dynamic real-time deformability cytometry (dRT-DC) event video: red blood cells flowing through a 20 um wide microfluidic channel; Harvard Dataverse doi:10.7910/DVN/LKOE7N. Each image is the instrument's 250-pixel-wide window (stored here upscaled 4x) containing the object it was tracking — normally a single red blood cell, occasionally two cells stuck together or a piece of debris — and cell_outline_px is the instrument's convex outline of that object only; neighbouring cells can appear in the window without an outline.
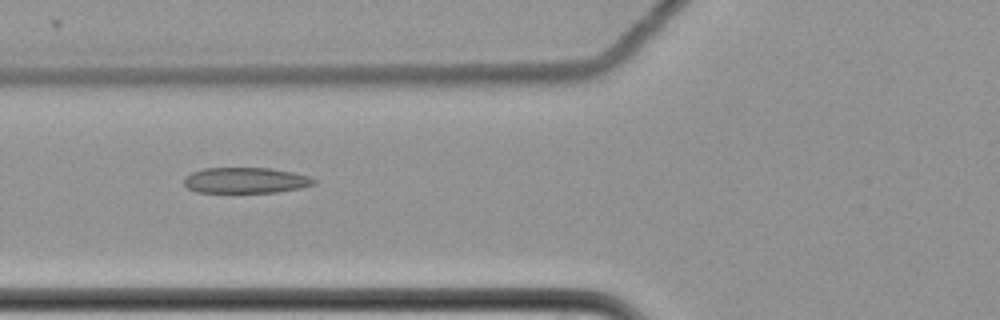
{"species": "common noctule bat (a hibernating species)", "species_latin": "Nyctalus noctula", "temperature_condition": "cold", "stored_images_in_passage": 7, "camera_frame_rate_fps": 3000, "um_per_image_px": 0.085, "animal": {"sex": "female", "body_mass_g": 22.7, "forearm_length_mm": 54.2}, "frame": {"image": 1, "passage_image": 3, "time_ms": 0.667, "image_size_px": [1000, 320], "cell_outline_px": [[316, 184], [300, 188], [276, 192], [196, 192], [188, 188], [184, 184], [184, 176], [192, 172], [204, 168], [272, 168], [292, 172], [308, 176], [316, 180]], "centroid_in_image_um": [20.87, 15.32], "position_along_channel_um": 104.9, "area_um2": 19.48}}
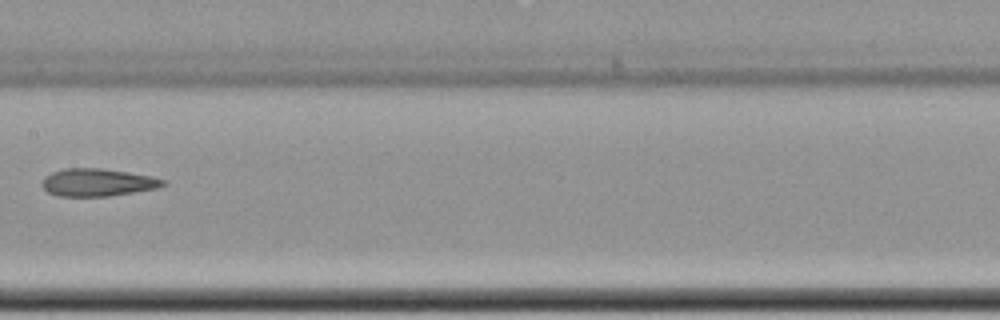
{"frame": {"image": 2, "passage_image": 5, "time_ms": 1.333, "image_size_px": [1000, 320], "cell_outline_px": [[168, 184], [160, 188], [108, 196], [60, 196], [48, 192], [40, 184], [44, 176], [52, 172], [64, 168], [104, 168], [152, 176], [168, 180]], "centroid_in_image_um": [8.34, 15.5], "position_along_channel_um": 199.1, "area_um2": 19.77}}
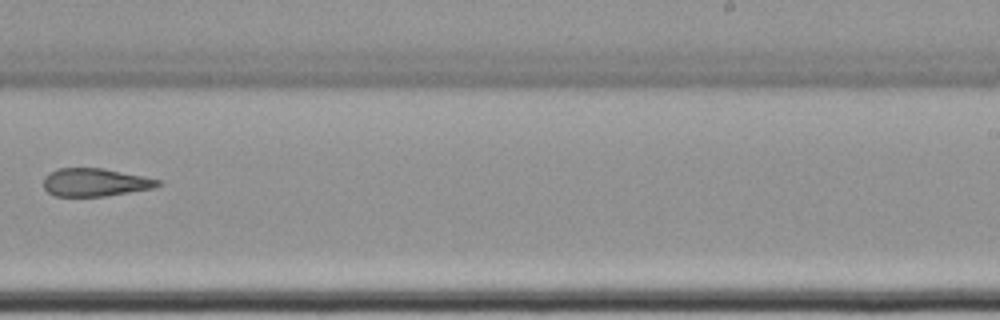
{"frame": {"image": 3, "passage_image": 7, "time_ms": 2.0, "image_size_px": [1000, 320], "cell_outline_px": [[164, 184], [156, 188], [104, 196], [56, 196], [48, 192], [44, 188], [44, 176], [48, 172], [56, 168], [104, 168], [144, 176], [160, 180]], "centroid_in_image_um": [8.11, 15.49], "position_along_channel_um": 280.9, "area_um2": 18.9}}